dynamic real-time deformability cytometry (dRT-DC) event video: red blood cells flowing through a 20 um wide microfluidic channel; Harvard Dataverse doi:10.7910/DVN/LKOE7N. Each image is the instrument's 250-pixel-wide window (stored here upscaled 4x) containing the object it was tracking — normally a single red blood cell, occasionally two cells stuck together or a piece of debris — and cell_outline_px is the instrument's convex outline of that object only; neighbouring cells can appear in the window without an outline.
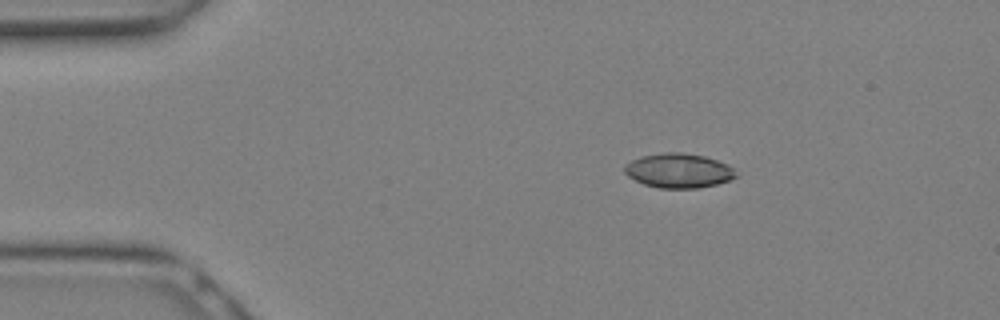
{"species": "Egyptian fruit bat (a non-hibernating species)", "species_latin": "Rousettus aegyptiacus", "temperature_condition": "warm", "stored_images_in_passage": 14, "camera_frame_rate_fps": 3000, "um_per_image_px": 0.085, "animal": {"sex": "female"}, "frame": {"image": 1, "passage_image": 5, "time_ms": 1.333, "image_size_px": [1000, 320], "cell_outline_px": [[740, 176], [716, 184], [696, 188], [660, 188], [644, 184], [628, 176], [624, 172], [624, 164], [640, 156], [664, 152], [680, 152], [704, 156], [728, 164]], "centroid_in_image_um": [57.67, 14.5], "position_along_channel_um": 27.3, "area_um2": 22.37}}
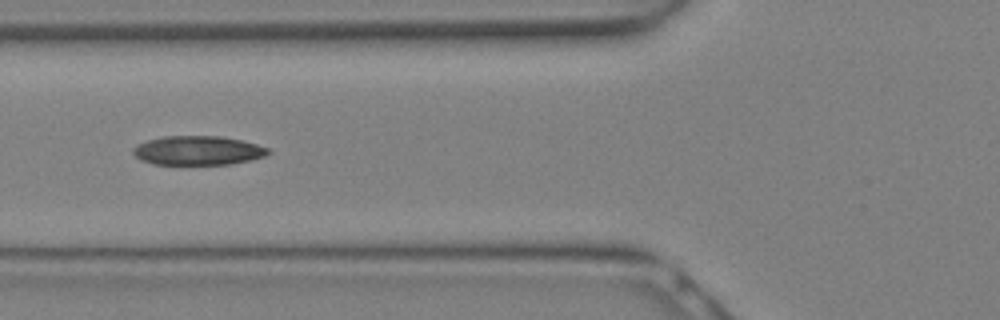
{"frame": {"image": 2, "passage_image": 11, "time_ms": 3.333, "image_size_px": [1000, 320], "cell_outline_px": [[272, 152], [264, 156], [252, 160], [228, 164], [152, 164], [140, 160], [132, 152], [132, 148], [136, 144], [148, 140], [164, 136], [220, 136], [240, 140], [256, 144], [268, 148]], "centroid_in_image_um": [16.8, 12.79], "position_along_channel_um": 109.0, "area_um2": 22.95}}
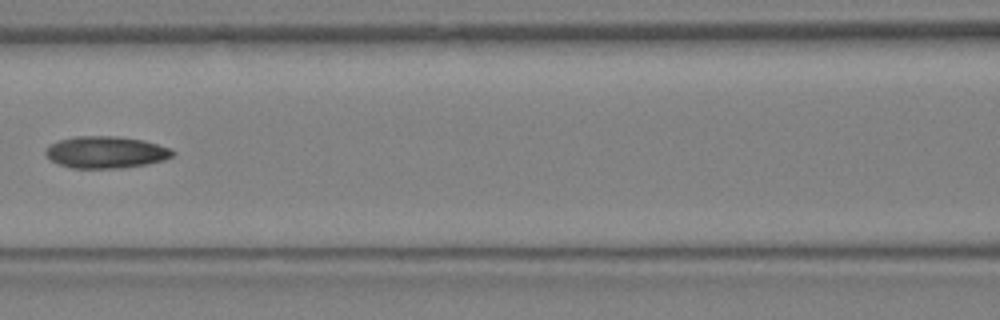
{"frame": {"image": 3, "passage_image": 13, "time_ms": 4.0, "image_size_px": [1000, 320], "cell_outline_px": [[176, 152], [172, 156], [164, 160], [148, 164], [124, 168], [72, 168], [56, 164], [44, 152], [44, 148], [48, 144], [60, 140], [76, 136], [116, 136], [144, 140], [172, 148]], "centroid_in_image_um": [9.0, 12.94], "position_along_channel_um": 157.6, "area_um2": 23.93}}